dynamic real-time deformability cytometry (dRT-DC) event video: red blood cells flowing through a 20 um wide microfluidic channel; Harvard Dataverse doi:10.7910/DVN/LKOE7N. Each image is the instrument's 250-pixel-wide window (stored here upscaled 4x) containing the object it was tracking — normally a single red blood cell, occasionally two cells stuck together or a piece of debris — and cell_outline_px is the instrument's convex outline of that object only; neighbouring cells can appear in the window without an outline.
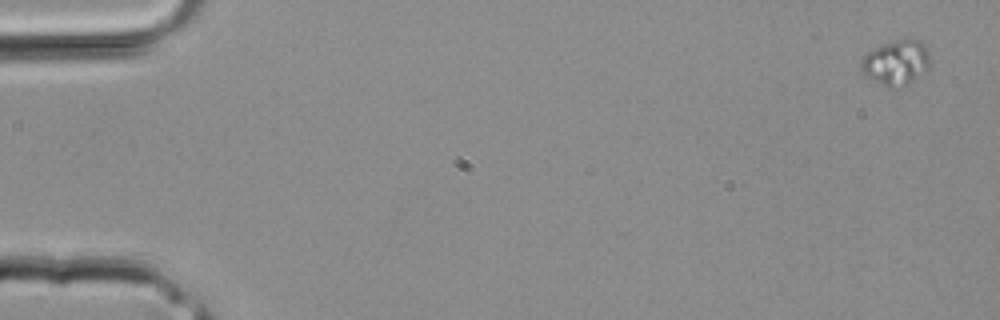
{"species": "common noctule bat (a hibernating species)", "species_latin": "Nyctalus noctula", "temperature_condition": "room temperature", "stored_images_in_passage": 3, "camera_frame_rate_fps": 3000, "um_per_image_px": 0.085, "animal": {"sex": "male", "body_mass_g": 20.4}, "frame": {"image": 1, "passage_image": 1, "time_ms": 0.0, "image_size_px": [1000, 320], "cell_outline_px": [[928, 68], [924, 72], [900, 88], [884, 84], [868, 76], [860, 68], [860, 64], [864, 56], [868, 52], [884, 44], [896, 40], [920, 40], [928, 56]], "centroid_in_image_um": [76.16, 5.31], "position_along_channel_um": 8.8, "area_um2": 17.05}}